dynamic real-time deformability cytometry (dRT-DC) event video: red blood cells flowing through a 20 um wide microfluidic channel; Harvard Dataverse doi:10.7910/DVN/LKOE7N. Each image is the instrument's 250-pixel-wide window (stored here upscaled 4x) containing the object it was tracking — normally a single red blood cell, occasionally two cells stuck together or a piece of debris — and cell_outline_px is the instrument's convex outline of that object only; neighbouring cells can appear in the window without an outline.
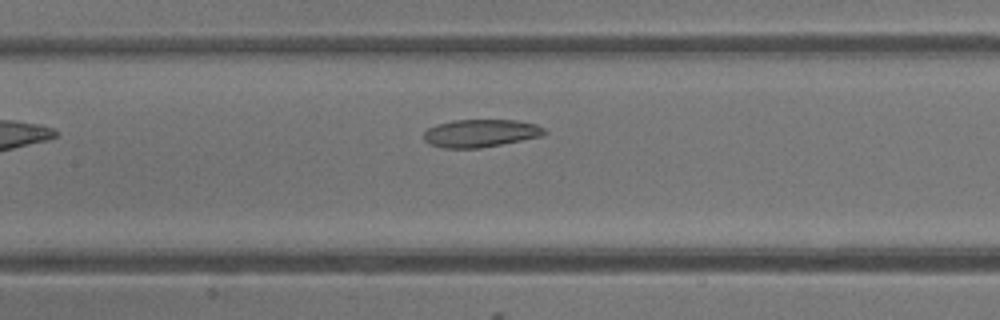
{"species": "common noctule bat (a hibernating species)", "species_latin": "Nyctalus noctula", "temperature_condition": "warm", "stored_images_in_passage": 6, "camera_frame_rate_fps": 3000, "um_per_image_px": 0.085, "animal": {"sex": "male", "body_mass_g": 13.3}, "frame": {"image": 1, "passage_image": 6, "time_ms": 6.0, "image_size_px": [1000, 320], "cell_outline_px": [[548, 132], [540, 136], [480, 148], [440, 148], [428, 144], [424, 140], [424, 132], [428, 128], [436, 124], [456, 120], [516, 120], [536, 124], [544, 128]], "centroid_in_image_um": [40.81, 11.32], "position_along_channel_um": 166.6, "area_um2": 19.48}}